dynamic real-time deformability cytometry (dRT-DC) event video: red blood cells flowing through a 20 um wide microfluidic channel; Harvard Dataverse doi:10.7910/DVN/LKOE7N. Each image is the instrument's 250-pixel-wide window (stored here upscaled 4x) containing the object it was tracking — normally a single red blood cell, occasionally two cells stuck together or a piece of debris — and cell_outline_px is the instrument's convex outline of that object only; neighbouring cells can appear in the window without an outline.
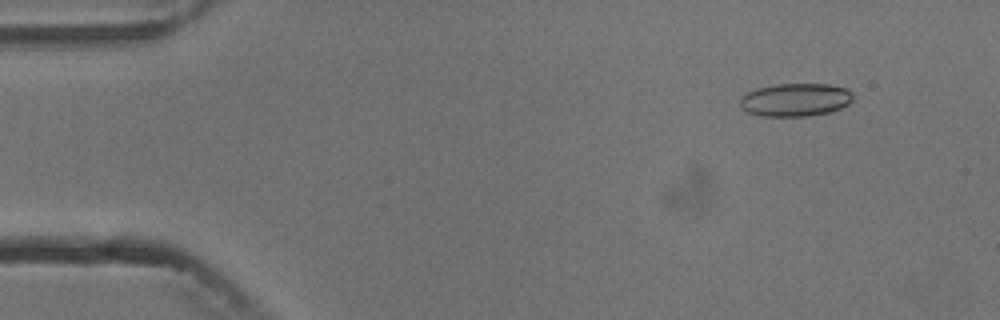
{"species": "common noctule bat (a hibernating species)", "species_latin": "Nyctalus noctula", "temperature_condition": "cold", "stored_images_in_passage": 5, "camera_frame_rate_fps": 3000, "um_per_image_px": 0.085, "animal": {"sex": "male", "body_mass_g": 13.3}, "frame": {"image": 1, "passage_image": 2, "time_ms": 1.333, "image_size_px": [1000, 320], "cell_outline_px": [[852, 100], [848, 104], [840, 108], [828, 112], [808, 116], [760, 116], [748, 112], [740, 108], [740, 96], [756, 88], [776, 84], [828, 84], [844, 88], [852, 92]], "centroid_in_image_um": [67.57, 8.48], "position_along_channel_um": 17.4, "area_um2": 21.79}}
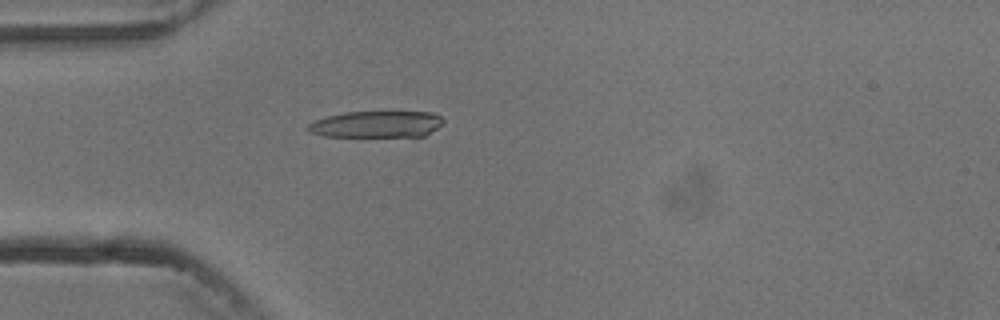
{"frame": {"image": 2, "passage_image": 5, "time_ms": 4.667, "image_size_px": [1000, 320], "cell_outline_px": [[444, 124], [424, 136], [324, 136], [312, 132], [304, 128], [308, 124], [316, 120], [328, 116], [344, 112], [432, 112], [440, 116], [444, 120]], "centroid_in_image_um": [32.03, 10.56], "position_along_channel_um": 53.0, "area_um2": 20.87}}